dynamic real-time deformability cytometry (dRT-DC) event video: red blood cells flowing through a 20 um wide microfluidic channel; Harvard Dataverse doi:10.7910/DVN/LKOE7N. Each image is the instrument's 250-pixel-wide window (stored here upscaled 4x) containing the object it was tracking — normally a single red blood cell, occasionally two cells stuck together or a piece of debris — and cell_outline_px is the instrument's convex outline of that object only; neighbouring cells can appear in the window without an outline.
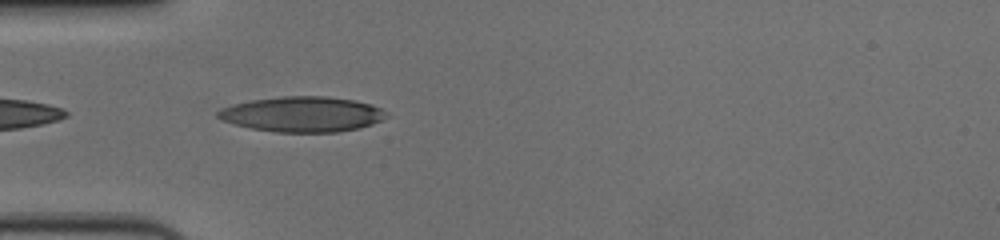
{"species": "human", "species_latin": "Homo sapiens", "temperature_condition": "cold", "stored_images_in_passage": 41, "camera_frame_rate_fps": 3000, "um_per_image_px": 0.085, "donor": {"sex": "female"}, "frame": {"image": 1, "passage_image": 2, "time_ms": 0.333, "image_size_px": [1000, 240], "cell_outline_px": [[388, 116], [372, 124], [360, 128], [336, 132], [272, 132], [248, 128], [224, 120], [216, 116], [216, 112], [220, 108], [232, 104], [252, 100], [284, 96], [328, 96], [352, 100], [372, 104], [388, 112]], "centroid_in_image_um": [25.7, 9.71], "position_along_channel_um": 59.3, "area_um2": 34.74}}
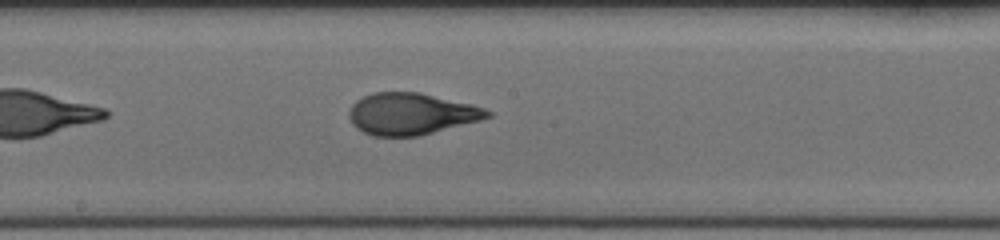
{"frame": {"image": 2, "passage_image": 15, "time_ms": 4.667, "image_size_px": [1000, 240], "cell_outline_px": [[492, 116], [480, 120], [420, 136], [372, 136], [356, 128], [352, 124], [348, 116], [348, 112], [352, 104], [356, 100], [372, 92], [420, 92], [472, 104], [484, 108], [492, 112]], "centroid_in_image_um": [34.93, 9.68], "position_along_channel_um": 213.3, "area_um2": 33.81}}
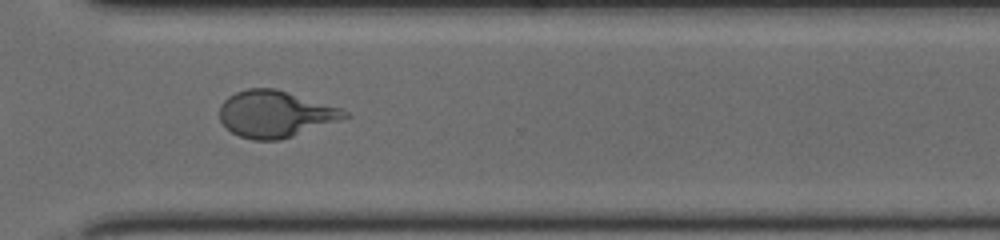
{"frame": {"image": 3, "passage_image": 26, "time_ms": 8.333, "image_size_px": [1000, 240], "cell_outline_px": [[352, 116], [280, 140], [252, 140], [240, 136], [232, 132], [220, 120], [220, 104], [228, 96], [236, 92], [248, 88], [276, 88], [340, 108], [348, 112]], "centroid_in_image_um": [23.39, 9.68], "position_along_channel_um": 347.2, "area_um2": 33.76}, "authors_computed_cell_mechanics": {"area_um2": 33.6396, "velocity_mm_per_s": 3.6532, "shape_relaxation_time_tau1_ms": 5.2548, "shape_relaxation_time_tau2_ms": 0.8593, "deformation_change_tau1": 0.2242, "deformation_change_tau2": 0.0779}}